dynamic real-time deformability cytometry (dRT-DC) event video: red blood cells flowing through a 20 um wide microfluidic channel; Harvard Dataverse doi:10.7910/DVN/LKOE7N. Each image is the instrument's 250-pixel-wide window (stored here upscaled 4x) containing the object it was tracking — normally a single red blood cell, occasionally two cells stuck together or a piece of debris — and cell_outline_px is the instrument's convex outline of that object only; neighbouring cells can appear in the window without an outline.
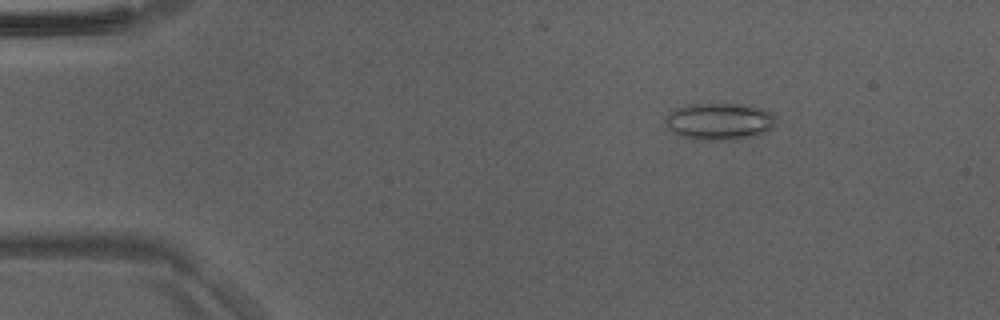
{"species": "Egyptian fruit bat (a non-hibernating species)", "species_latin": "Rousettus aegyptiacus", "temperature_condition": "room temperature", "stored_images_in_passage": 46, "camera_frame_rate_fps": 3000, "um_per_image_px": 0.085, "animal": {"sex": "male"}, "frame": {"image": 1, "passage_image": 4, "time_ms": 1.0, "image_size_px": [1000, 320], "cell_outline_px": [[776, 124], [772, 128], [756, 136], [740, 140], [696, 140], [680, 136], [672, 132], [668, 128], [664, 120], [664, 116], [668, 112], [676, 108], [688, 104], [740, 104], [756, 108], [768, 112], [772, 116]], "centroid_in_image_um": [61.07, 10.35], "position_along_channel_um": 23.9, "area_um2": 23.93}}
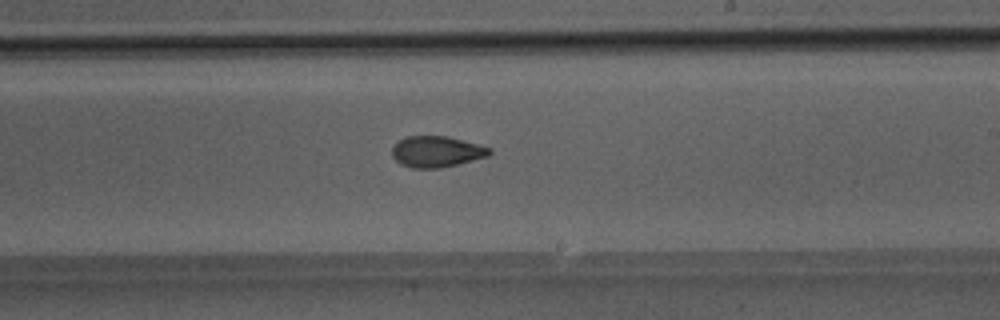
{"frame": {"image": 2, "passage_image": 26, "time_ms": 8.333, "image_size_px": [1000, 320], "cell_outline_px": [[492, 152], [488, 156], [440, 168], [412, 168], [400, 164], [392, 156], [392, 148], [400, 140], [408, 136], [448, 136], [492, 148]], "centroid_in_image_um": [37.11, 12.89], "position_along_channel_um": 251.9, "area_um2": 17.51}}
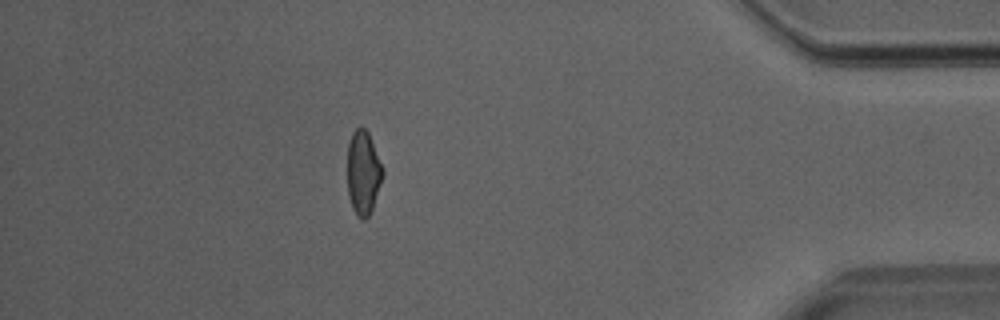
{"frame": {"image": 3, "passage_image": 40, "time_ms": 13.0, "image_size_px": [1000, 320], "cell_outline_px": [[384, 172], [372, 208], [368, 216], [364, 220], [356, 216], [352, 208], [348, 196], [348, 144], [352, 132], [360, 124], [368, 132], [384, 168]], "centroid_in_image_um": [30.87, 14.65], "position_along_channel_um": 404.3, "area_um2": 17.34}}